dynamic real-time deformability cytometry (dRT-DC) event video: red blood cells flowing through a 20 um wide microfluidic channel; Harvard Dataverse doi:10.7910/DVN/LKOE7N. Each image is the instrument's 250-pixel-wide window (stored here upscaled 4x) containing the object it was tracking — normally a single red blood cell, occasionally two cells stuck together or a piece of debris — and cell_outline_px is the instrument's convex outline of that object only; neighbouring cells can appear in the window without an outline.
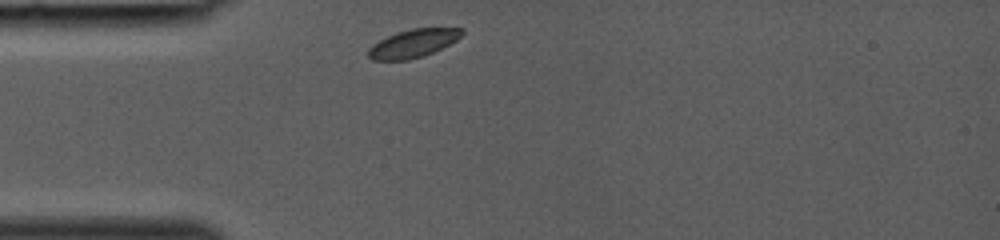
{"species": "common noctule bat (a hibernating species)", "species_latin": "Nyctalus noctula", "temperature_condition": "room temperature", "stored_images_in_passage": 25, "camera_frame_rate_fps": 3000, "um_per_image_px": 0.085, "animal": {"sex": "female", "body_mass_g": 19.0, "forearm_length_mm": 53.3}, "frame": {"image": 1, "passage_image": 1, "time_ms": 0.0, "image_size_px": [1000, 240], "cell_outline_px": [[464, 32], [456, 40], [424, 56], [408, 60], [372, 60], [368, 56], [368, 48], [372, 44], [396, 32], [412, 28], [464, 28]], "centroid_in_image_um": [35.09, 3.69], "position_along_channel_um": 49.9, "area_um2": 15.26}}
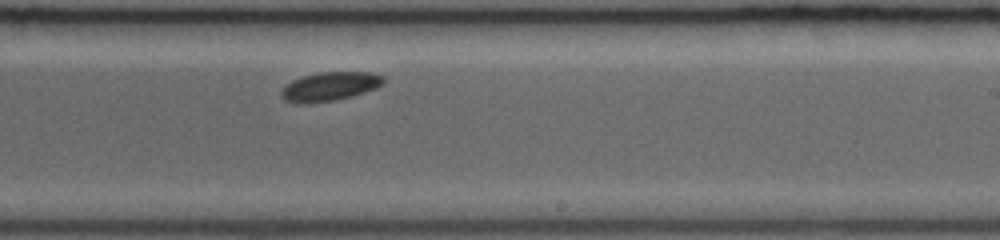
{"frame": {"image": 2, "passage_image": 15, "time_ms": 4.667, "image_size_px": [1000, 240], "cell_outline_px": [[384, 84], [376, 88], [352, 96], [336, 100], [312, 104], [304, 104], [284, 100], [280, 96], [280, 92], [292, 80], [304, 76], [320, 72], [372, 72], [384, 76]], "centroid_in_image_um": [28.05, 7.36], "position_along_channel_um": 260.9, "area_um2": 17.28}}
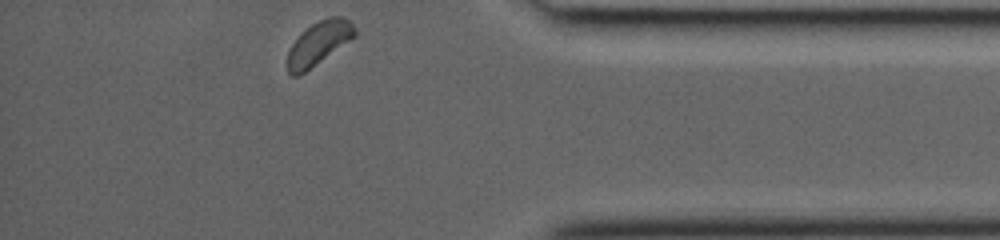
{"frame": {"image": 3, "passage_image": 25, "time_ms": 8.0, "image_size_px": [1000, 240], "cell_outline_px": [[356, 36], [304, 72], [296, 76], [292, 76], [288, 72], [288, 52], [292, 44], [312, 24], [328, 16], [340, 16], [348, 20], [356, 28]], "centroid_in_image_um": [27.12, 3.66], "position_along_channel_um": 408.1, "area_um2": 16.47}}